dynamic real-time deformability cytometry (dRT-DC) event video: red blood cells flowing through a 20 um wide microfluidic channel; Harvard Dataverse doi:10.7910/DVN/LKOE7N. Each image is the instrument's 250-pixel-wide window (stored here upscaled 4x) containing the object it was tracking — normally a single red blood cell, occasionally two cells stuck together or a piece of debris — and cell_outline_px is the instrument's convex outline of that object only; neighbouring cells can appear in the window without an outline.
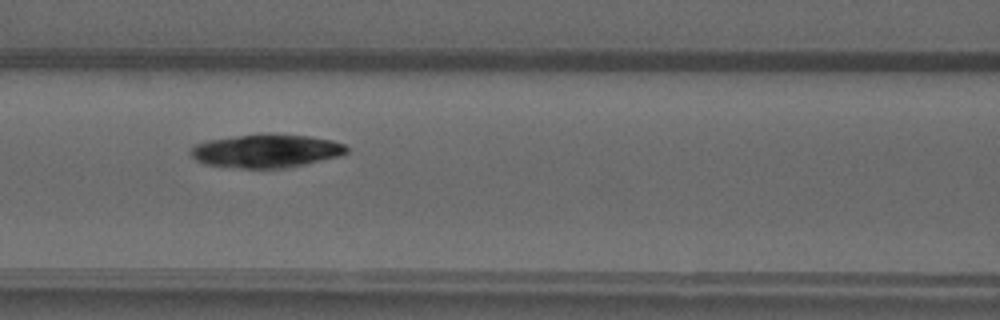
{"species": "common noctule bat (a hibernating species)", "species_latin": "Nyctalus noctula", "temperature_condition": "warm", "stored_images_in_passage": 7, "camera_frame_rate_fps": 3000, "um_per_image_px": 0.085, "animal": {"sex": "male", "forearm_length_mm": 52.5}, "frame": {"image": 1, "passage_image": 6, "time_ms": 6.0, "image_size_px": [1000, 320], "cell_outline_px": [[348, 152], [340, 156], [304, 164], [284, 168], [240, 168], [204, 164], [196, 160], [192, 156], [192, 148], [196, 144], [208, 140], [240, 136], [308, 136], [332, 140], [344, 144], [348, 148]], "centroid_in_image_um": [22.65, 12.86], "position_along_channel_um": 143.9, "area_um2": 29.3}}